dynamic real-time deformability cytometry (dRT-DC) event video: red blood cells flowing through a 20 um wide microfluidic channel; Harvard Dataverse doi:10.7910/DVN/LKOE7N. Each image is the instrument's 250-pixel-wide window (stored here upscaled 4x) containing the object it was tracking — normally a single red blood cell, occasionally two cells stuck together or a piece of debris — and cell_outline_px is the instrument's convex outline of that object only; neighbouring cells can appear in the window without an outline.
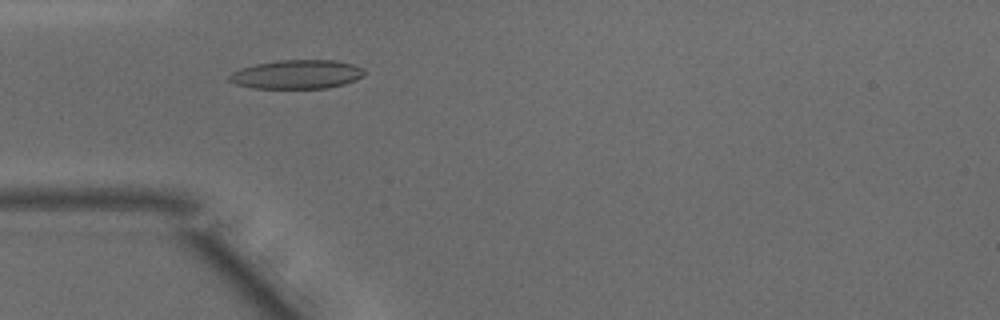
{"species": "common noctule bat (a hibernating species)", "species_latin": "Nyctalus noctula", "temperature_condition": "warm", "stored_images_in_passage": 41, "camera_frame_rate_fps": 3000, "um_per_image_px": 0.085, "animal": {"sex": "male", "body_mass_g": 15.6}, "frame": {"image": 1, "passage_image": 6, "time_ms": 1.667, "image_size_px": [1000, 320], "cell_outline_px": [[368, 72], [364, 76], [356, 80], [344, 84], [328, 88], [252, 88], [236, 84], [228, 80], [228, 76], [232, 72], [240, 68], [256, 64], [276, 60], [336, 60], [352, 64], [364, 68]], "centroid_in_image_um": [25.26, 6.32], "position_along_channel_um": 59.7, "area_um2": 23.0}}
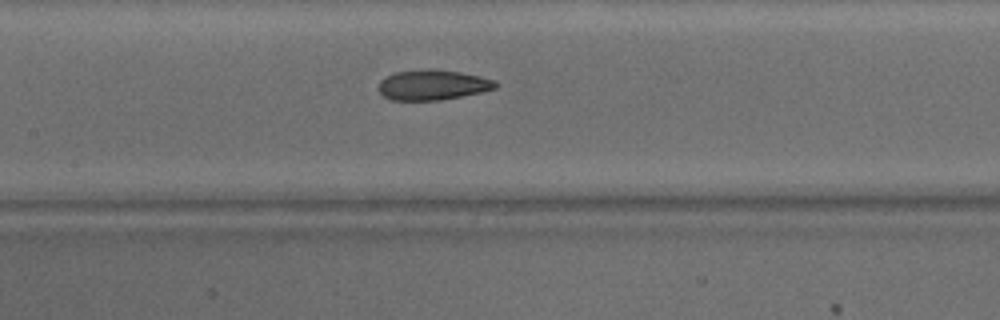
{"frame": {"image": 2, "passage_image": 14, "time_ms": 4.333, "image_size_px": [1000, 320], "cell_outline_px": [[500, 84], [496, 88], [480, 92], [440, 100], [392, 100], [384, 96], [380, 92], [380, 80], [396, 72], [432, 68], [436, 68], [460, 72], [480, 76], [492, 80]], "centroid_in_image_um": [36.8, 7.21], "position_along_channel_um": 170.6, "area_um2": 20.4}}
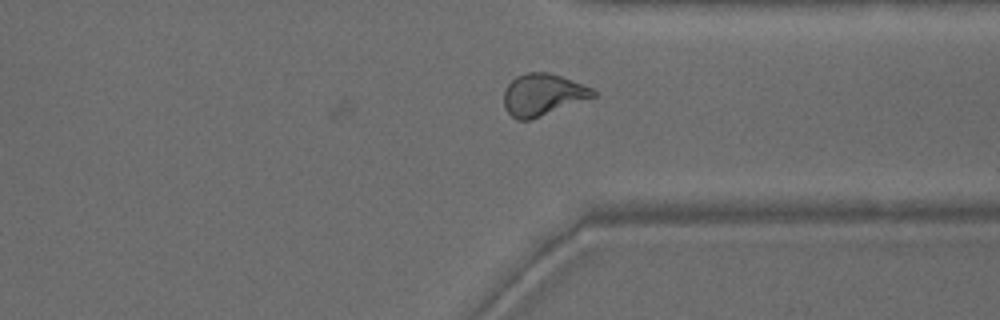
{"frame": {"image": 3, "passage_image": 28, "time_ms": 9.0, "image_size_px": [1000, 320], "cell_outline_px": [[596, 96], [528, 120], [516, 120], [504, 108], [504, 92], [508, 84], [516, 76], [528, 72], [548, 72], [572, 80], [592, 88], [596, 92]], "centroid_in_image_um": [46.11, 8.04], "position_along_channel_um": 365.3, "area_um2": 21.44}, "authors_computed_cell_mechanics": {"area_um2": 20.808, "velocity_mm_per_s": 4.1861, "shape_relaxation_time_tau1_ms": 6.3317, "shape_relaxation_time_tau2_ms": 2.0206, "deformation_change_tau1": 0.2038, "deformation_change_tau2": 0.0885}}